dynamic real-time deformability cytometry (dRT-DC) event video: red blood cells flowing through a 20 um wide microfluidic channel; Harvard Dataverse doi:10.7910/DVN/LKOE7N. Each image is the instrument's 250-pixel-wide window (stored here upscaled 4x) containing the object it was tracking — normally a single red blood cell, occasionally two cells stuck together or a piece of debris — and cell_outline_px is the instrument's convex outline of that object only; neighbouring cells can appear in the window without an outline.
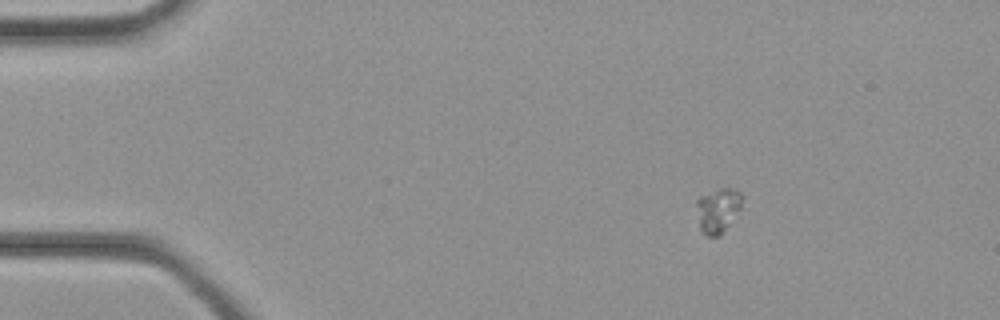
{"species": "common noctule bat (a hibernating species)", "species_latin": "Nyctalus noctula", "temperature_condition": "cold", "stored_images_in_passage": 36, "camera_frame_rate_fps": 3000, "um_per_image_px": 0.085, "animal": {"sex": "female", "body_mass_g": 21.9}, "frame": {"image": 1, "passage_image": 6, "time_ms": 1.667, "image_size_px": [1000, 320], "cell_outline_px": [[744, 196], [740, 208], [720, 236], [708, 236], [700, 232], [696, 204], [696, 200], [700, 196], [720, 188], [732, 188], [740, 192]], "centroid_in_image_um": [61.01, 17.86], "position_along_channel_um": 24.0, "area_um2": 11.85}}
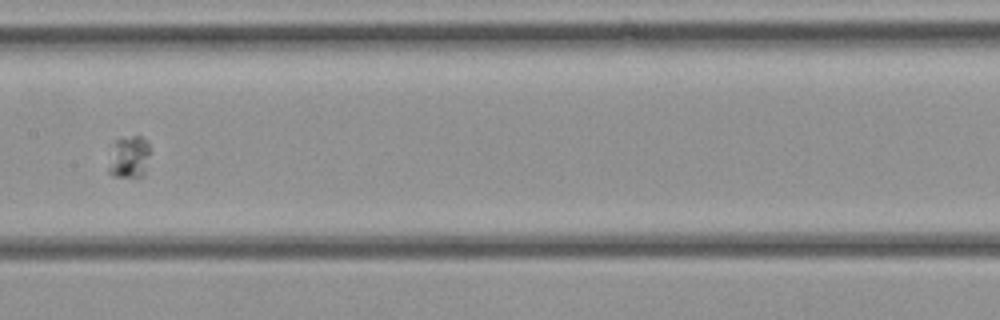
{"frame": {"image": 2, "passage_image": 19, "time_ms": 6.0, "image_size_px": [1000, 320], "cell_outline_px": [[148, 156], [144, 176], [112, 176], [108, 172], [108, 144], [116, 140], [132, 136], [140, 136], [148, 140]], "centroid_in_image_um": [10.89, 13.32], "position_along_channel_um": 196.5, "area_um2": 10.52}}
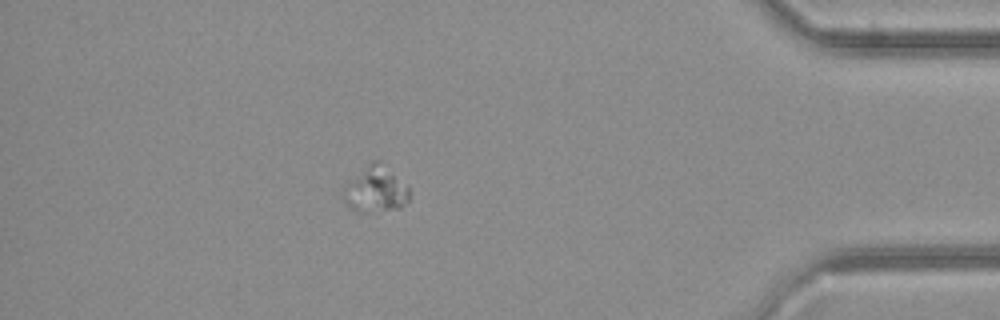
{"frame": {"image": 3, "passage_image": 32, "time_ms": 10.333, "image_size_px": [1000, 320], "cell_outline_px": [[408, 200], [400, 208], [356, 212], [348, 208], [344, 200], [340, 188], [344, 184], [372, 160], [376, 160], [408, 188]], "centroid_in_image_um": [31.81, 16.13], "position_along_channel_um": 403.4, "area_um2": 17.17}}